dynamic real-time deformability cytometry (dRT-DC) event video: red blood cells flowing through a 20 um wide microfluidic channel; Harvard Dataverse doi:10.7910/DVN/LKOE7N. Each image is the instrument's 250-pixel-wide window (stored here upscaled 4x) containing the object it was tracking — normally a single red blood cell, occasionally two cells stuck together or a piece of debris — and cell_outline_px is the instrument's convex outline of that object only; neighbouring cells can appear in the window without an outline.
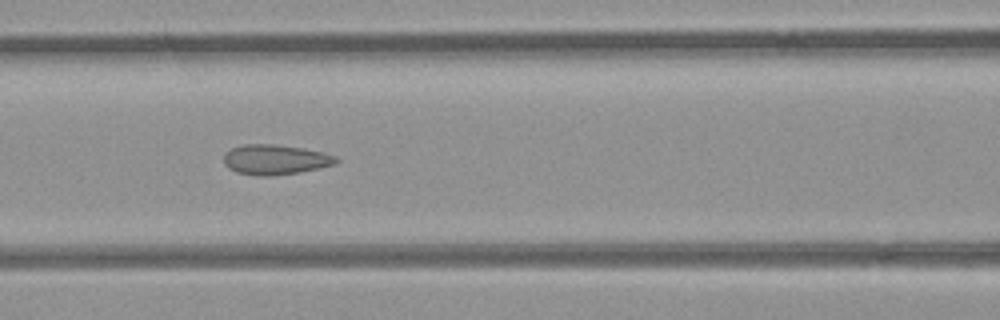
{"species": "common noctule bat (a hibernating species)", "species_latin": "Nyctalus noctula", "temperature_condition": "room temperature", "stored_images_in_passage": 7, "camera_frame_rate_fps": 3000, "um_per_image_px": 0.085, "animal": {"sex": "female", "body_mass_g": 21.9}, "frame": {"image": 1, "passage_image": 7, "time_ms": 6.667, "image_size_px": [1000, 320], "cell_outline_px": [[340, 160], [336, 164], [320, 168], [300, 172], [272, 176], [256, 176], [236, 172], [228, 168], [224, 164], [224, 156], [232, 148], [244, 144], [272, 144], [304, 148], [324, 152], [336, 156]], "centroid_in_image_um": [23.43, 13.57], "position_along_channel_um": 143.2, "area_um2": 19.83}}